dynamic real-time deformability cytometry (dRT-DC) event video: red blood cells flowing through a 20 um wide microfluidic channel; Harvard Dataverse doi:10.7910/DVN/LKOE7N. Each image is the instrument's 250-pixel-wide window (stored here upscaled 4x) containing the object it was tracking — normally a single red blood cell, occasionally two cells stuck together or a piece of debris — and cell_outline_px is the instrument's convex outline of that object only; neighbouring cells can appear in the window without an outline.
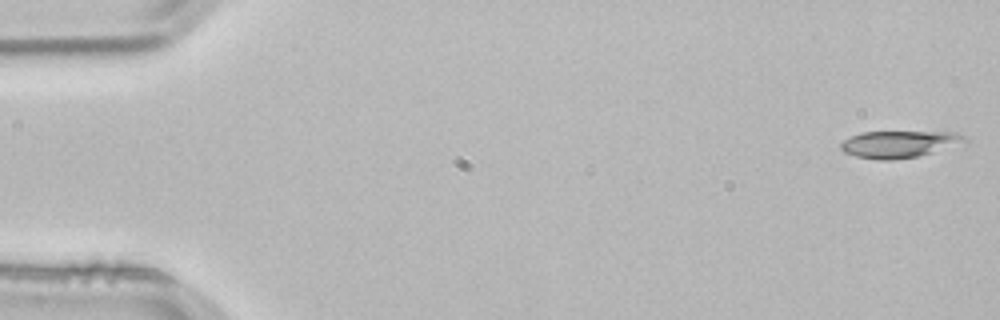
{"species": "common noctule bat (a hibernating species)", "species_latin": "Nyctalus noctula", "temperature_condition": "room temperature", "stored_images_in_passage": 52, "camera_frame_rate_fps": 3000, "um_per_image_px": 0.085, "animal": {"sex": "male", "body_mass_g": 21.5, "forearm_length_mm": 52.0}, "frame": {"image": 1, "passage_image": 1, "time_ms": 0.0, "image_size_px": [1000, 320], "cell_outline_px": [[968, 144], [920, 156], [892, 160], [876, 160], [856, 156], [844, 152], [840, 148], [840, 144], [844, 140], [860, 132], [956, 132], [964, 136], [968, 140]], "centroid_in_image_um": [76.52, 12.26], "position_along_channel_um": 8.5, "area_um2": 19.88}}
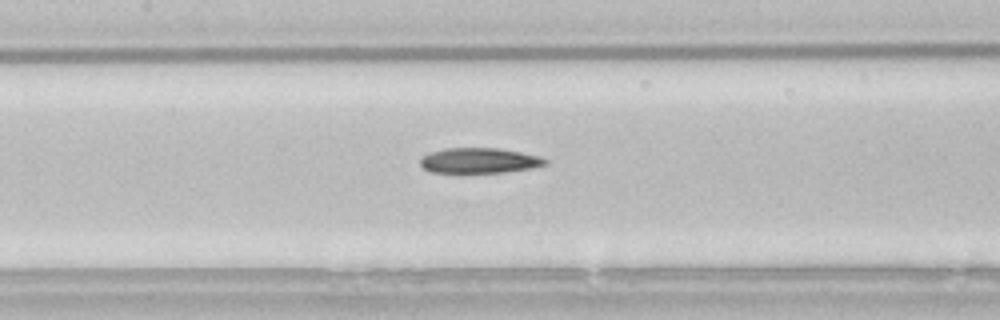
{"frame": {"image": 2, "passage_image": 24, "time_ms": 7.667, "image_size_px": [1000, 320], "cell_outline_px": [[548, 164], [532, 168], [504, 172], [432, 172], [424, 168], [420, 164], [420, 160], [428, 152], [444, 148], [500, 148], [540, 156], [548, 160]], "centroid_in_image_um": [40.76, 13.63], "position_along_channel_um": 166.6, "area_um2": 18.38}}
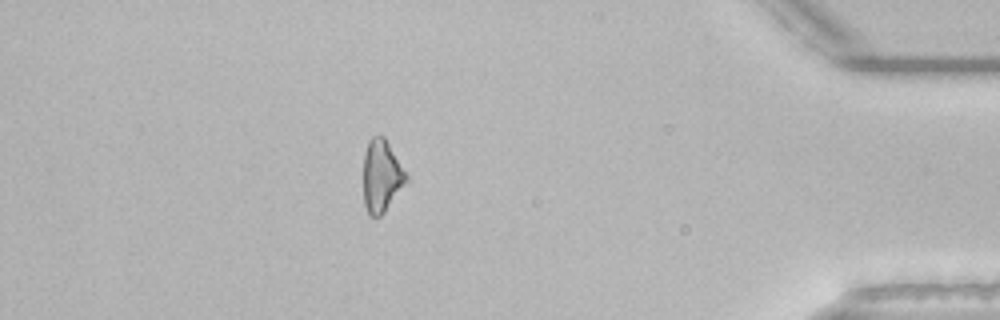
{"frame": {"image": 3, "passage_image": 46, "time_ms": 15.0, "image_size_px": [1000, 320], "cell_outline_px": [[408, 180], [384, 212], [380, 216], [368, 216], [364, 204], [364, 152], [368, 140], [372, 136], [384, 136], [408, 176]], "centroid_in_image_um": [32.41, 14.96], "position_along_channel_um": 402.8, "area_um2": 17.92}}